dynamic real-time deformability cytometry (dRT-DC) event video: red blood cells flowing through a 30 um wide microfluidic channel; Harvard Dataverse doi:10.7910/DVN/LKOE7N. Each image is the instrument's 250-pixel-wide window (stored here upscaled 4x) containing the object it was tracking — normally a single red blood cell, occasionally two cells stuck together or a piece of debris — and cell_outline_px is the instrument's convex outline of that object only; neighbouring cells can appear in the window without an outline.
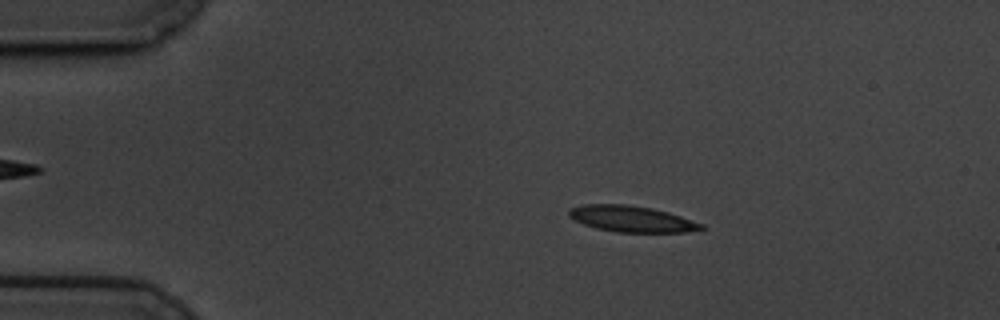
{"species": "common noctule bat (a hibernating species)", "species_latin": "Nyctalus noctula", "temperature_condition": "cold", "stored_images_in_passage": 58, "camera_frame_rate_fps": 3000, "um_per_image_px": 0.085, "animal": {"sex": "male", "body_mass_g": 19.5, "forearm_length_mm": 54.6}, "frame": {"image": 1, "passage_image": 10, "time_ms": 3.0, "image_size_px": [1000, 320], "cell_outline_px": [[704, 228], [684, 232], [616, 232], [596, 228], [584, 224], [568, 216], [568, 208], [580, 204], [624, 204], [652, 208], [668, 212], [704, 224]], "centroid_in_image_um": [53.64, 18.59], "position_along_channel_um": 31.4, "area_um2": 20.11}}
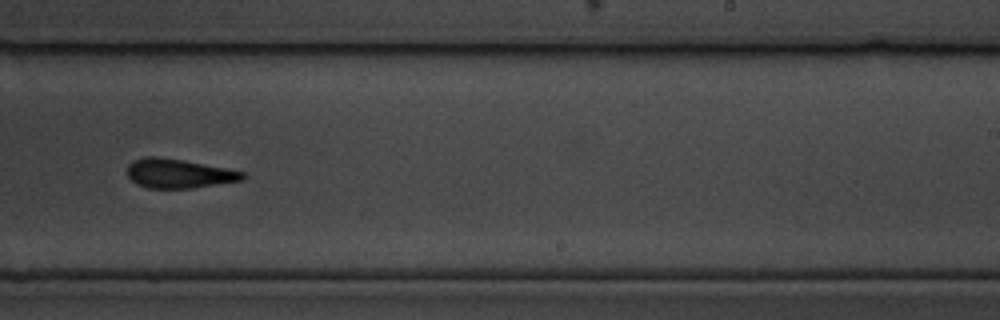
{"frame": {"image": 2, "passage_image": 36, "time_ms": 11.667, "image_size_px": [1000, 320], "cell_outline_px": [[248, 176], [244, 180], [192, 188], [148, 188], [136, 184], [128, 176], [128, 164], [132, 160], [144, 156], [152, 156], [180, 160], [224, 168], [244, 172]], "centroid_in_image_um": [15.18, 14.76], "position_along_channel_um": 273.8, "area_um2": 19.48}}
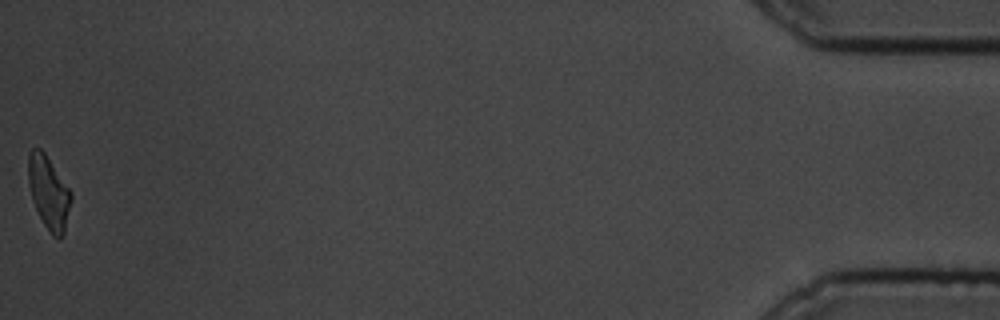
{"frame": {"image": 3, "passage_image": 58, "time_ms": 19.0, "image_size_px": [1000, 320], "cell_outline_px": [[72, 200], [64, 232], [60, 236], [52, 236], [44, 224], [32, 200], [28, 180], [28, 152], [32, 148], [40, 148], [44, 152], [72, 192]], "centroid_in_image_um": [4.14, 16.33], "position_along_channel_um": 431.1, "area_um2": 18.03}, "authors_computed_cell_mechanics": {"area_um2": 19.7387, "velocity_mm_per_s": 3.4073, "shape_relaxation_time_tau1_ms": 4.9451, "shape_relaxation_time_tau2_ms": 5.2106, "deformation_change_tau1": 0.1537, "deformation_change_tau2": 0.1465}}